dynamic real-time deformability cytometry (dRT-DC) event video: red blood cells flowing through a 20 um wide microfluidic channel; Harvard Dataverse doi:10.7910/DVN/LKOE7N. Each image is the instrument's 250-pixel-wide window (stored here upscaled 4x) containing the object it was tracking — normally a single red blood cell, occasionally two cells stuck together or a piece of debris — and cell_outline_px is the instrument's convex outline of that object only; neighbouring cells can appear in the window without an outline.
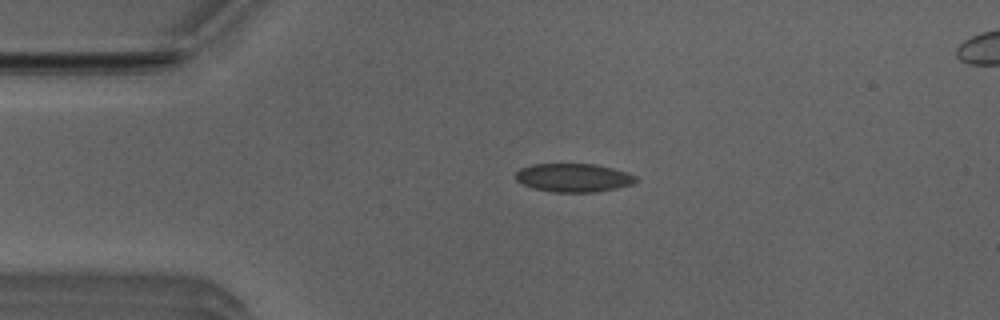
{"species": "Egyptian fruit bat (a non-hibernating species)", "species_latin": "Rousettus aegyptiacus", "temperature_condition": "room temperature", "stored_images_in_passage": 39, "camera_frame_rate_fps": 3000, "um_per_image_px": 0.085, "animal": {"sex": "male"}, "frame": {"image": 1, "passage_image": 6, "time_ms": 1.667, "image_size_px": [1000, 320], "cell_outline_px": [[640, 180], [632, 184], [616, 188], [596, 192], [552, 192], [536, 188], [524, 184], [516, 180], [516, 172], [520, 168], [532, 164], [596, 164], [612, 168], [636, 176]], "centroid_in_image_um": [48.76, 15.1], "position_along_channel_um": 36.2, "area_um2": 19.83}}
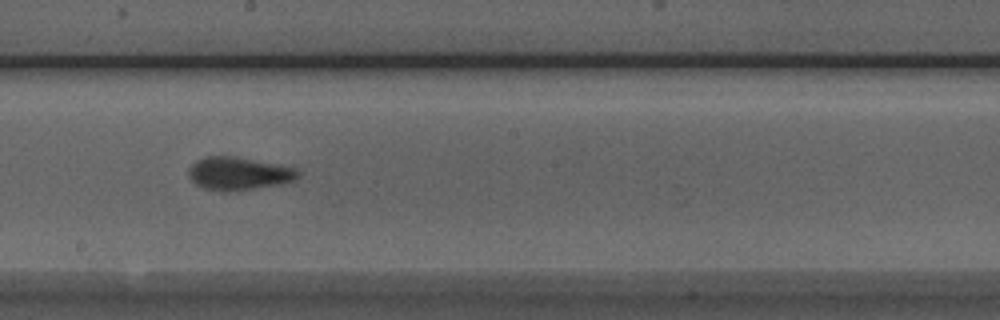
{"frame": {"image": 2, "passage_image": 23, "time_ms": 7.333, "image_size_px": [1000, 320], "cell_outline_px": [[300, 176], [296, 180], [280, 184], [236, 192], [220, 192], [200, 188], [188, 176], [188, 168], [196, 160], [204, 156], [236, 156], [296, 168], [300, 172]], "centroid_in_image_um": [20.26, 14.77], "position_along_channel_um": 227.9, "area_um2": 21.56}}
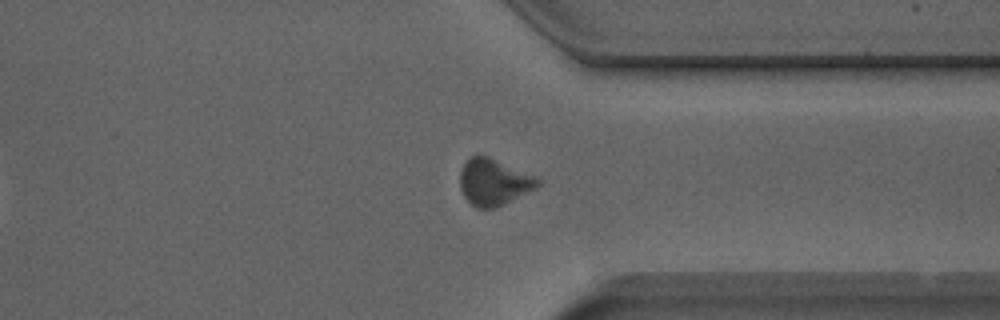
{"frame": {"image": 3, "passage_image": 34, "time_ms": 11.0, "image_size_px": [1000, 320], "cell_outline_px": [[540, 184], [536, 188], [496, 208], [476, 208], [464, 196], [460, 188], [460, 172], [464, 164], [472, 156], [488, 156], [536, 176], [540, 180]], "centroid_in_image_um": [41.98, 15.49], "position_along_channel_um": 369.4, "area_um2": 20.87}, "authors_computed_cell_mechanics": {"area_um2": 20.5768, "velocity_mm_per_s": 3.9294, "shape_relaxation_time_tau1_ms": 4.2046, "shape_relaxation_time_tau2_ms": 1.8994, "deformation_change_tau1": 0.0917, "deformation_change_tau2": 0.0554}}